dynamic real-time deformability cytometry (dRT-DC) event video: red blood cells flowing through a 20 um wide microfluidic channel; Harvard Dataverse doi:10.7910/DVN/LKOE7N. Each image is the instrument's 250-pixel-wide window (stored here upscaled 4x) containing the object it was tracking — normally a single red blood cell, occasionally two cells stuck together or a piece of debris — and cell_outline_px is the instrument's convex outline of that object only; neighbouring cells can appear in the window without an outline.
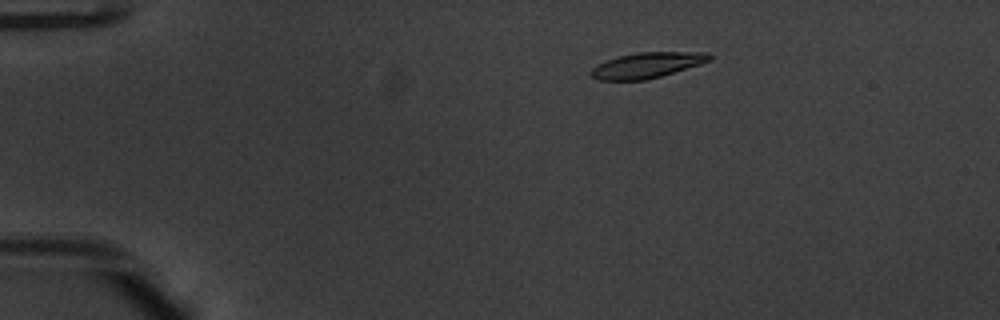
{"species": "common noctule bat (a hibernating species)", "species_latin": "Nyctalus noctula", "temperature_condition": "warm", "stored_images_in_passage": 53, "camera_frame_rate_fps": 3000, "um_per_image_px": 0.085, "animal": {"sex": "male", "body_mass_g": 20.1, "forearm_length_mm": 53.5}, "frame": {"image": 1, "passage_image": 9, "time_ms": 2.667, "image_size_px": [1000, 320], "cell_outline_px": [[712, 60], [700, 64], [660, 76], [644, 80], [600, 80], [592, 76], [588, 72], [592, 68], [608, 60], [620, 56], [636, 52], [708, 52], [712, 56]], "centroid_in_image_um": [55.02, 5.53], "position_along_channel_um": 30.0, "area_um2": 17.4}}
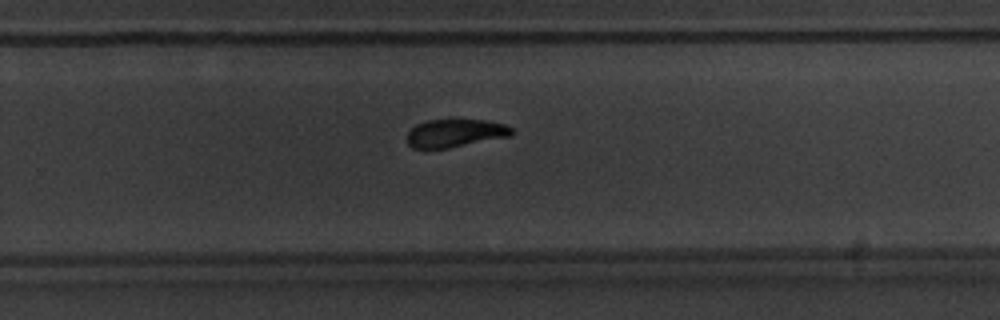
{"frame": {"image": 2, "passage_image": 35, "time_ms": 11.333, "image_size_px": [1000, 320], "cell_outline_px": [[512, 136], [448, 148], [412, 148], [408, 144], [408, 132], [416, 124], [428, 120], [484, 120], [504, 124], [512, 128]], "centroid_in_image_um": [38.7, 11.32], "position_along_channel_um": 291.1, "area_um2": 16.94}}
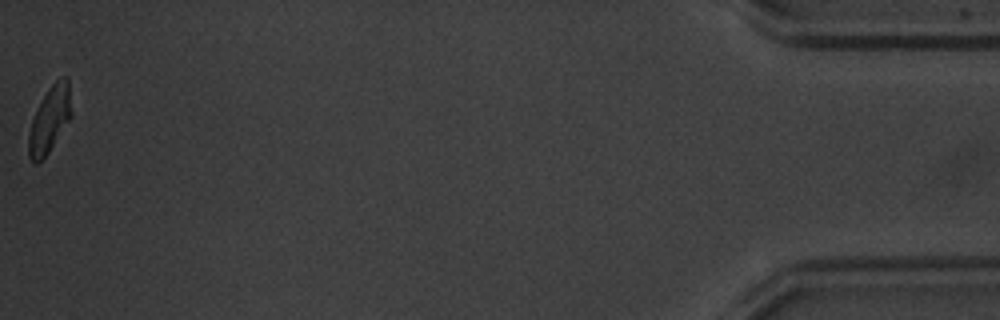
{"frame": {"image": 3, "passage_image": 53, "time_ms": 17.333, "image_size_px": [1000, 320], "cell_outline_px": [[72, 116], [48, 152], [36, 164], [28, 156], [28, 132], [32, 120], [48, 88], [60, 76], [68, 76], [72, 112]], "centroid_in_image_um": [4.24, 10.12], "position_along_channel_um": 431.0, "area_um2": 16.3}, "authors_computed_cell_mechanics": {"area_um2": 17.8024, "velocity_mm_per_s": 3.7997, "shape_relaxation_time_tau1_ms": 3.0541, "shape_relaxation_time_tau2_ms": 4.6116, "deformation_change_tau1": 0.1547, "deformation_change_tau2": 0.1127}}